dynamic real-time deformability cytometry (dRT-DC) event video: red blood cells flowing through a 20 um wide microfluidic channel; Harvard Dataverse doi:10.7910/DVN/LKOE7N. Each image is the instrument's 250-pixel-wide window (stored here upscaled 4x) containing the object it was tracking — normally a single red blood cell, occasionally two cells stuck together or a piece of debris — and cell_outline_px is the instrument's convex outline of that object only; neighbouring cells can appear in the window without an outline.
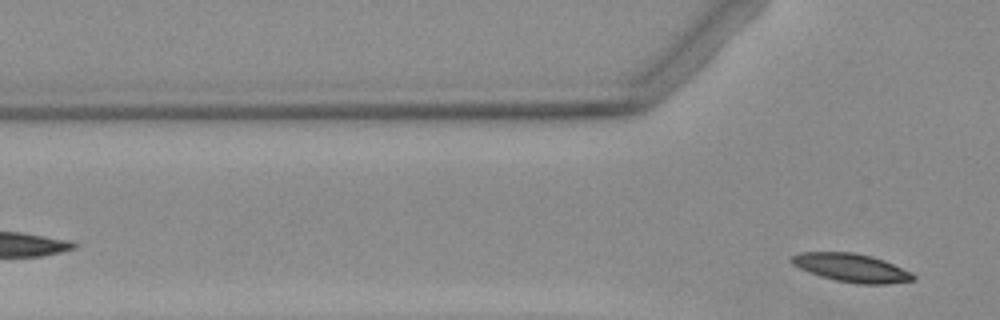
{"species": "Egyptian fruit bat (a non-hibernating species)", "species_latin": "Rousettus aegyptiacus", "temperature_condition": "warm", "stored_images_in_passage": 2, "camera_frame_rate_fps": 3000, "um_per_image_px": 0.085, "animal": {"sex": "female"}, "frame": {"image": 1, "passage_image": 2, "time_ms": 1.333, "image_size_px": [1000, 320], "cell_outline_px": [[916, 276], [912, 280], [888, 284], [856, 284], [836, 280], [820, 276], [808, 272], [792, 264], [788, 260], [792, 256], [800, 252], [852, 252], [872, 256], [884, 260], [912, 272]], "centroid_in_image_um": [72.36, 22.76], "position_along_channel_um": 53.4, "area_um2": 20.17}}